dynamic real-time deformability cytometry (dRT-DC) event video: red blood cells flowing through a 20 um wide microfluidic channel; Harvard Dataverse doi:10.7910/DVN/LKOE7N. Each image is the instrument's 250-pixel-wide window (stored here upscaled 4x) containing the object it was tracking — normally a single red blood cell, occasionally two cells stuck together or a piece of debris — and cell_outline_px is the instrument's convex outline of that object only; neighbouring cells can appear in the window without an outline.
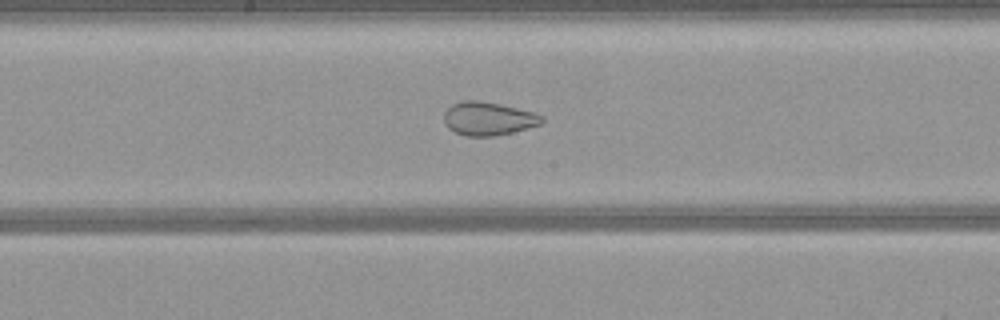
{"species": "common noctule bat (a hibernating species)", "species_latin": "Nyctalus noctula", "temperature_condition": "warm", "stored_images_in_passage": 48, "camera_frame_rate_fps": 3000, "um_per_image_px": 0.085, "animal": {"sex": "female", "body_mass_g": 21.9}, "frame": {"image": 1, "passage_image": 27, "time_ms": 8.667, "image_size_px": [1000, 320], "cell_outline_px": [[544, 120], [540, 124], [512, 132], [492, 136], [468, 136], [456, 132], [448, 128], [444, 124], [444, 112], [452, 104], [464, 100], [480, 100], [500, 104], [536, 112], [544, 116]], "centroid_in_image_um": [41.5, 10.07], "position_along_channel_um": 206.7, "area_um2": 19.07}}
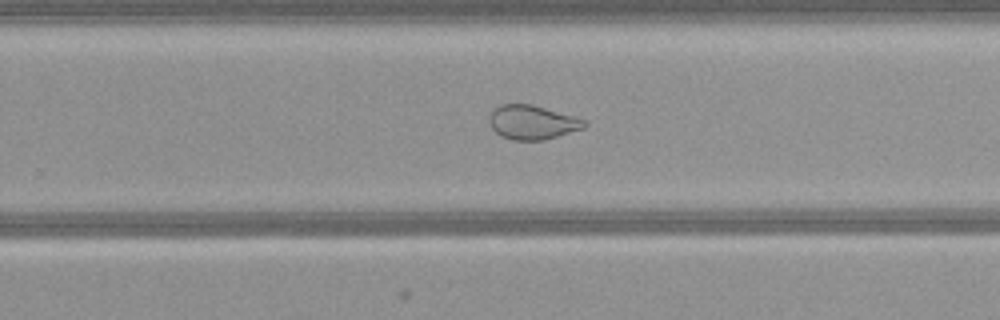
{"frame": {"image": 2, "passage_image": 33, "time_ms": 10.667, "image_size_px": [1000, 320], "cell_outline_px": [[588, 124], [584, 128], [544, 140], [512, 140], [500, 136], [488, 124], [488, 116], [500, 104], [532, 104], [588, 120]], "centroid_in_image_um": [45.25, 10.4], "position_along_channel_um": 284.6, "area_um2": 19.07}}
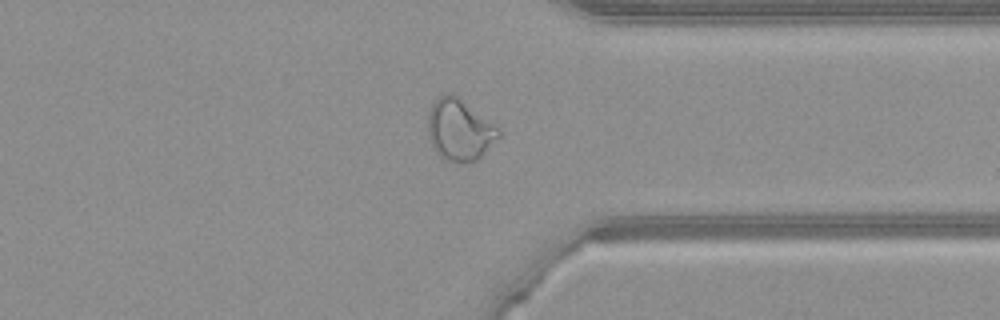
{"frame": {"image": 3, "passage_image": 40, "time_ms": 13.0, "image_size_px": [1000, 320], "cell_outline_px": [[500, 136], [476, 160], [444, 160], [432, 148], [428, 136], [428, 112], [432, 104], [440, 96], [448, 92], [456, 96], [500, 128]], "centroid_in_image_um": [39.03, 11.02], "position_along_channel_um": 372.4, "area_um2": 24.74}}